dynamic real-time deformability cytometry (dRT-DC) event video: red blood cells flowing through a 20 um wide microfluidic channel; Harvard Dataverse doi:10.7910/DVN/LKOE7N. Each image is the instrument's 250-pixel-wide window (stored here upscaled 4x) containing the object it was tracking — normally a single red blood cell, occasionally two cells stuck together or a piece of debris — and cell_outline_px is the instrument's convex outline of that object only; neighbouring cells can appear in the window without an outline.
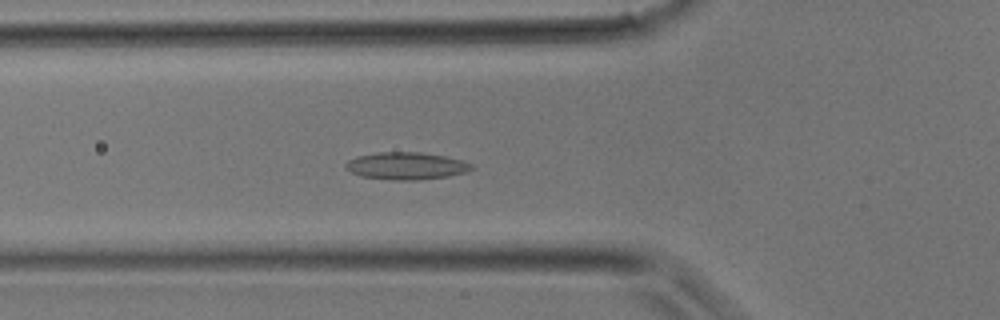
{"species": "common noctule bat (a hibernating species)", "species_latin": "Nyctalus noctula", "temperature_condition": "room temperature", "stored_images_in_passage": 30, "camera_frame_rate_fps": 3000, "um_per_image_px": 0.085, "animal": {"sex": "male", "body_mass_g": 17.9}, "frame": {"image": 1, "passage_image": 13, "time_ms": 4.0, "image_size_px": [1000, 320], "cell_outline_px": [[476, 168], [468, 172], [448, 176], [416, 180], [392, 180], [360, 176], [352, 172], [344, 164], [348, 160], [356, 156], [380, 152], [420, 152], [444, 156], [464, 160], [472, 164]], "centroid_in_image_um": [34.58, 14.1], "position_along_channel_um": 91.2, "area_um2": 20.11}}
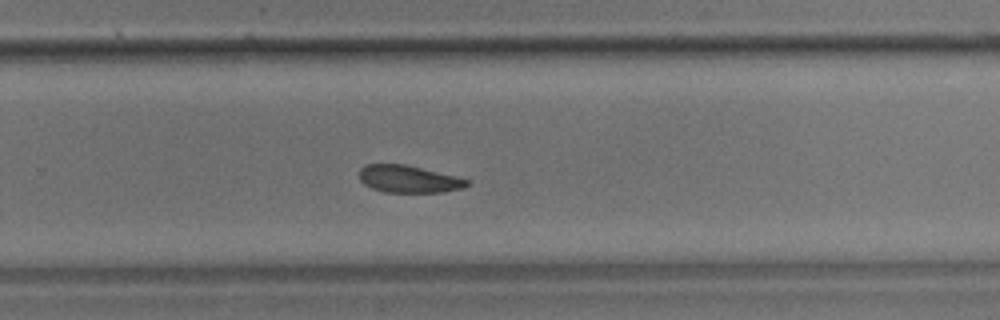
{"frame": {"image": 2, "passage_image": 24, "time_ms": 7.667, "image_size_px": [1000, 320], "cell_outline_px": [[472, 184], [464, 188], [444, 192], [384, 192], [372, 188], [364, 184], [360, 180], [360, 168], [364, 164], [404, 164], [456, 176], [472, 180]], "centroid_in_image_um": [34.78, 15.22], "position_along_channel_um": 295.0, "area_um2": 17.28}}
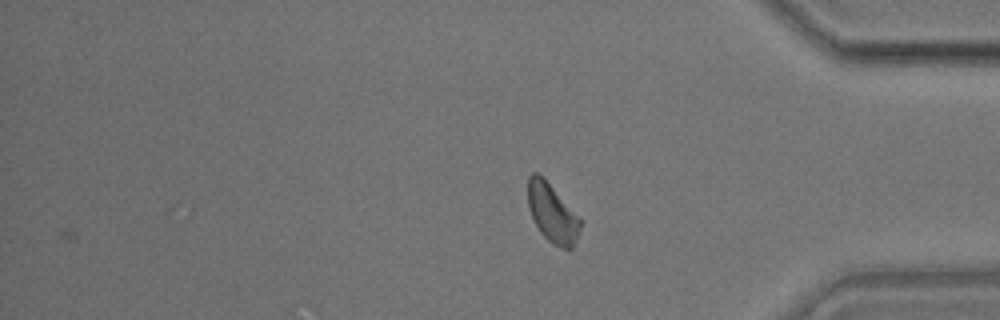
{"frame": {"image": 3, "passage_image": 30, "time_ms": 9.667, "image_size_px": [1000, 320], "cell_outline_px": [[584, 220], [572, 248], [564, 248], [552, 244], [540, 232], [528, 208], [528, 176], [532, 172], [536, 172]], "centroid_in_image_um": [46.96, 18.14], "position_along_channel_um": 388.2, "area_um2": 17.69}}